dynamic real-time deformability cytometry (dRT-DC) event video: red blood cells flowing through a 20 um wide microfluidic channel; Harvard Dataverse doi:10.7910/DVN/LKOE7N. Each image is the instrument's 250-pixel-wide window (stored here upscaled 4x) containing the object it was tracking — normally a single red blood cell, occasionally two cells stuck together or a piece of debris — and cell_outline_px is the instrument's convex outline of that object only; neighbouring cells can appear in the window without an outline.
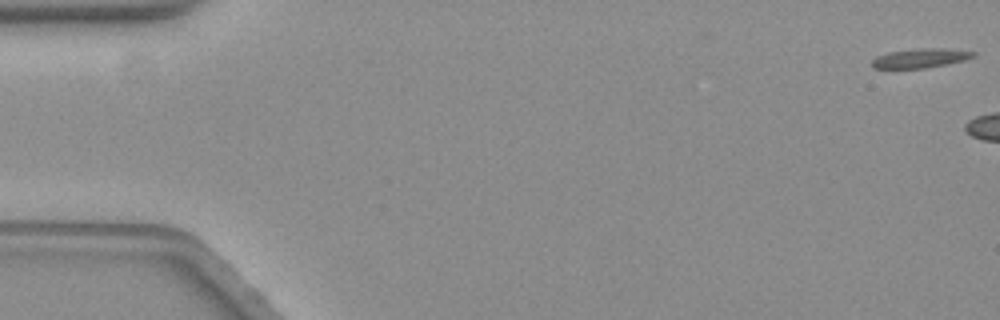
{"species": "common noctule bat (a hibernating species)", "species_latin": "Nyctalus noctula", "temperature_condition": "warm", "stored_images_in_passage": 13, "camera_frame_rate_fps": 3000, "um_per_image_px": 0.085, "animal": {"sex": "female", "body_mass_g": 19.3, "forearm_length_mm": 54.1}, "frame": {"image": 1, "passage_image": 1, "time_ms": 0.0, "image_size_px": [1000, 320], "cell_outline_px": [[976, 56], [964, 60], [948, 64], [924, 68], [872, 68], [872, 60], [876, 56], [888, 52], [920, 48], [944, 48], [976, 52]], "centroid_in_image_um": [78.25, 4.94], "position_along_channel_um": 6.8, "area_um2": 11.39}}